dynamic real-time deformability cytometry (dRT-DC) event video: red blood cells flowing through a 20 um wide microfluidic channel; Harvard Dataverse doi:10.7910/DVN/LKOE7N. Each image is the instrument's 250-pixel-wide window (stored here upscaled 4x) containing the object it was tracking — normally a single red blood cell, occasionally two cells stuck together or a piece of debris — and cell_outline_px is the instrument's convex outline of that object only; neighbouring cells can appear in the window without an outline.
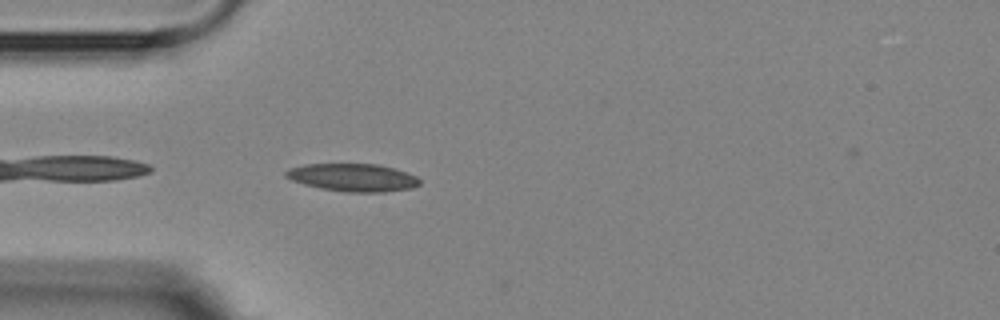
{"species": "Egyptian fruit bat (a non-hibernating species)", "species_latin": "Rousettus aegyptiacus", "temperature_condition": "room temperature", "stored_images_in_passage": 5, "camera_frame_rate_fps": 3000, "um_per_image_px": 0.085, "animal": {"sex": "female"}, "frame": {"image": 1, "passage_image": 4, "time_ms": 3.333, "image_size_px": [1000, 320], "cell_outline_px": [[420, 184], [412, 188], [384, 192], [344, 192], [320, 188], [304, 184], [292, 180], [284, 176], [284, 172], [288, 168], [304, 164], [376, 164], [392, 168], [416, 176], [420, 180]], "centroid_in_image_um": [29.95, 15.09], "position_along_channel_um": 55.0, "area_um2": 21.62}}